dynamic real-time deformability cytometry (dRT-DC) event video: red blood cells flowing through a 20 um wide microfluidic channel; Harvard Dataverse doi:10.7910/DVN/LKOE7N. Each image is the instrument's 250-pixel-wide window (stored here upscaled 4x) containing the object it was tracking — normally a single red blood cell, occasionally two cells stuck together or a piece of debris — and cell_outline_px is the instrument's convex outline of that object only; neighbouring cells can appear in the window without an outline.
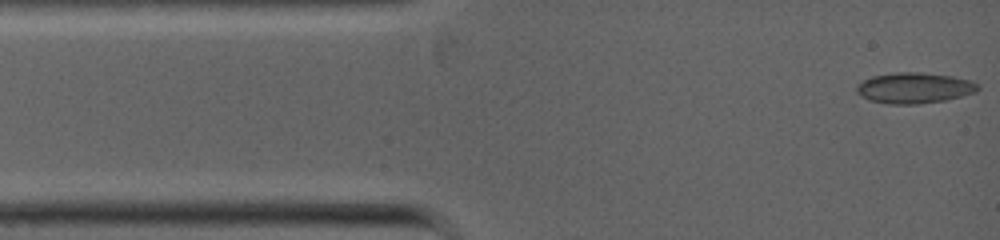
{"species": "common noctule bat (a hibernating species)", "species_latin": "Nyctalus noctula", "temperature_condition": "warm", "stored_images_in_passage": 53, "segment_of_instrument_passage": [1, 2], "camera_frame_rate_fps": 5000, "um_per_image_px": 0.085, "animal": {"sex": "female", "body_mass_g": 19.0, "forearm_length_mm": 53.3}, "frame": {"image": 1, "passage_image": 1, "time_ms": 0.0, "image_size_px": [1000, 240], "cell_outline_px": [[980, 88], [976, 92], [944, 100], [916, 104], [888, 104], [868, 100], [860, 96], [856, 92], [856, 84], [872, 76], [896, 72], [920, 72], [952, 76], [968, 80], [976, 84]], "centroid_in_image_um": [77.65, 7.47], "position_along_channel_um": 7.3, "area_um2": 21.68}}
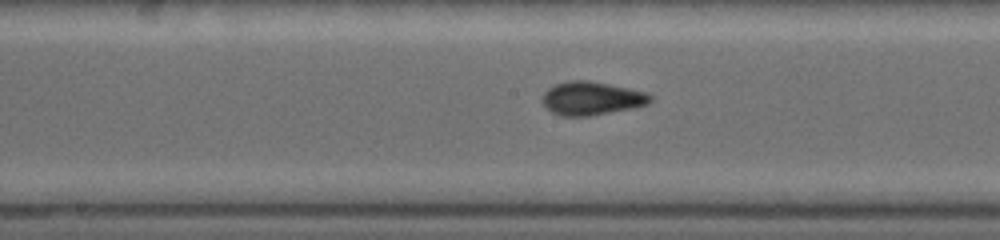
{"frame": {"image": 2, "passage_image": 22, "time_ms": 5.0, "image_size_px": [1000, 240], "cell_outline_px": [[652, 100], [648, 104], [632, 108], [588, 116], [560, 116], [552, 112], [540, 100], [544, 92], [548, 88], [556, 84], [568, 80], [588, 80], [628, 88], [644, 92], [652, 96]], "centroid_in_image_um": [50.25, 8.36], "position_along_channel_um": 197.9, "area_um2": 20.92}}
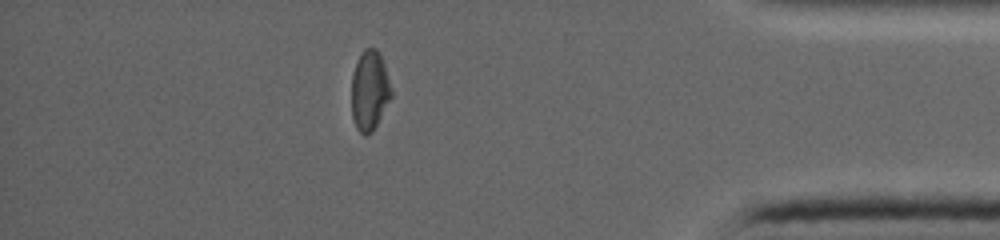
{"frame": {"image": 3, "passage_image": 42, "time_ms": 9.8, "image_size_px": [1000, 240], "cell_outline_px": [[392, 96], [372, 132], [364, 136], [356, 128], [352, 116], [352, 76], [356, 64], [364, 48], [376, 48], [380, 52], [392, 88]], "centroid_in_image_um": [31.43, 7.7], "position_along_channel_um": 403.8, "area_um2": 18.44}}